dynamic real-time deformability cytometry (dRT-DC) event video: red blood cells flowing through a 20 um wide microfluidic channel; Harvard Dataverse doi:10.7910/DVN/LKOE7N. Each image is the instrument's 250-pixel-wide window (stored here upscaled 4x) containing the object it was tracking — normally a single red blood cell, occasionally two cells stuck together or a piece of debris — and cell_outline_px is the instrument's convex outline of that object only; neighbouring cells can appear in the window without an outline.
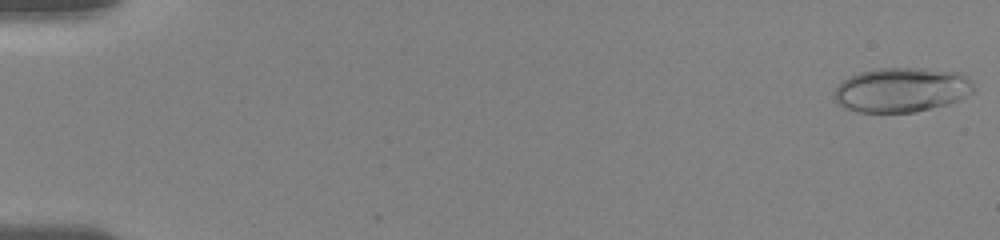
{"species": "human", "species_latin": "Homo sapiens", "temperature_condition": "room temperature", "stored_images_in_passage": 34, "camera_frame_rate_fps": 3000, "um_per_image_px": 0.085, "donor": {"sex": "female"}, "frame": {"image": 1, "passage_image": 1, "time_ms": 0.0, "image_size_px": [1000, 240], "cell_outline_px": [[972, 92], [948, 104], [916, 112], [860, 112], [844, 108], [836, 100], [836, 88], [840, 80], [860, 72], [876, 68], [924, 68], [960, 72], [968, 76], [972, 84]], "centroid_in_image_um": [76.63, 7.62], "position_along_channel_um": 8.4, "area_um2": 36.13}}
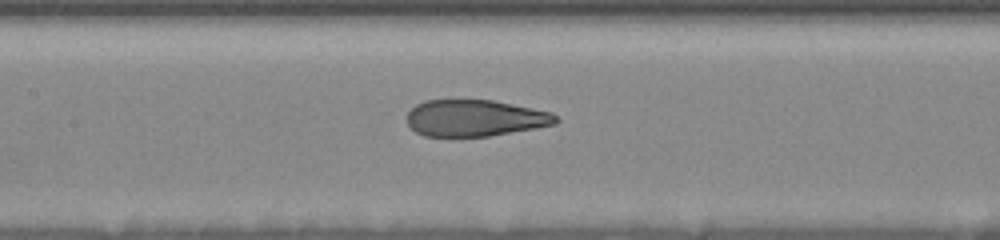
{"frame": {"image": 2, "passage_image": 22, "time_ms": 8.667, "image_size_px": [1000, 240], "cell_outline_px": [[560, 120], [556, 124], [536, 128], [488, 136], [424, 136], [416, 132], [408, 124], [408, 112], [416, 104], [424, 100], [492, 100], [552, 112]], "centroid_in_image_um": [40.39, 10.03], "position_along_channel_um": 167.0, "area_um2": 31.62}}
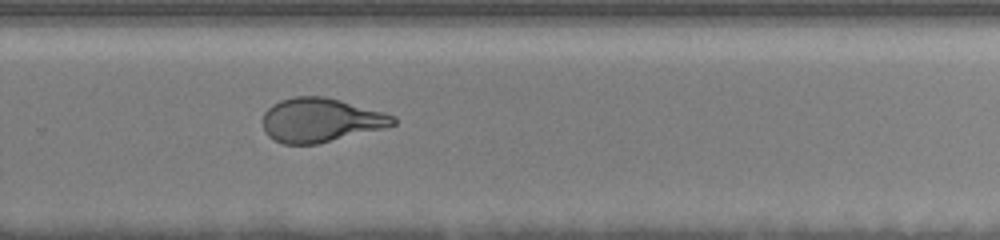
{"frame": {"image": 3, "passage_image": 34, "time_ms": 12.333, "image_size_px": [1000, 240], "cell_outline_px": [[396, 124], [384, 128], [316, 144], [284, 144], [268, 136], [264, 132], [264, 112], [272, 104], [280, 100], [296, 96], [324, 96], [340, 100], [384, 112], [396, 116]], "centroid_in_image_um": [27.26, 10.2], "position_along_channel_um": 302.5, "area_um2": 33.29}}